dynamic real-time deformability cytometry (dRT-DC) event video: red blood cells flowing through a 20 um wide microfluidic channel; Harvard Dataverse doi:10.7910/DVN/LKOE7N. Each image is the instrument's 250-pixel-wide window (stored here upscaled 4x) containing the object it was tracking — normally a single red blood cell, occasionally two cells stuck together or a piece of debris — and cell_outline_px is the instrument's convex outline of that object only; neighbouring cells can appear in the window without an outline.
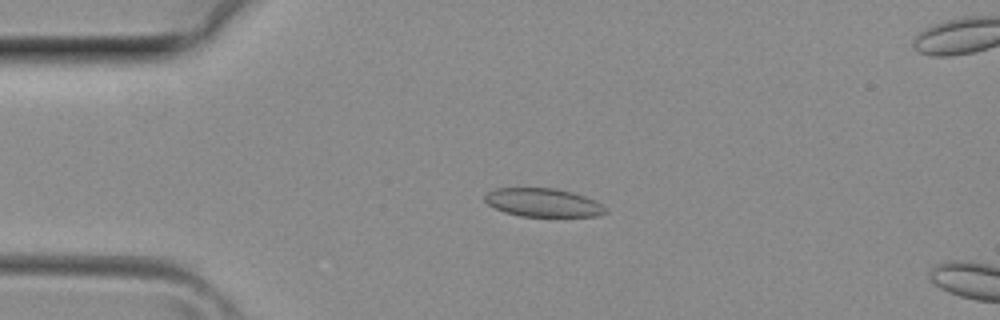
{"species": "common noctule bat (a hibernating species)", "species_latin": "Nyctalus noctula", "temperature_condition": "room temperature", "stored_images_in_passage": 10, "camera_frame_rate_fps": 3000, "um_per_image_px": 0.085, "animal": {"sex": "female", "body_mass_g": 29.2, "forearm_length_mm": 56.3}, "frame": {"image": 1, "passage_image": 7, "time_ms": 2.0, "image_size_px": [1000, 320], "cell_outline_px": [[608, 212], [596, 216], [520, 216], [504, 212], [488, 204], [484, 200], [484, 196], [488, 192], [496, 188], [556, 188], [572, 192], [596, 200], [608, 208]], "centroid_in_image_um": [46.19, 17.22], "position_along_channel_um": 38.8, "area_um2": 20.06}}